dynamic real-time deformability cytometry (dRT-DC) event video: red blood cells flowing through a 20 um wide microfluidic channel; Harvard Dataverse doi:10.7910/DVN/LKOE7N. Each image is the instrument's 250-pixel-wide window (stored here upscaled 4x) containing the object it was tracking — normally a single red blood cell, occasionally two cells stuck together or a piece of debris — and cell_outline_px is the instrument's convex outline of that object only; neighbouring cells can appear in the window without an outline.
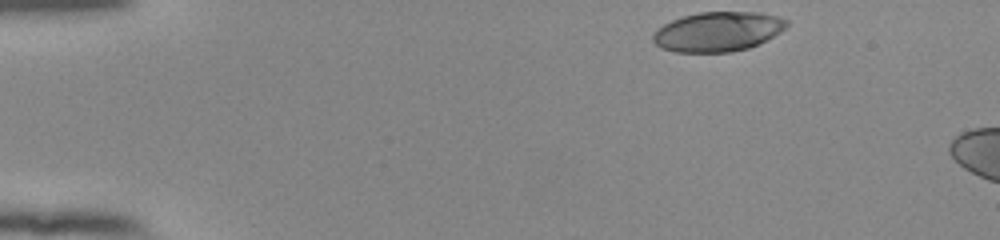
{"species": "human", "species_latin": "Homo sapiens", "temperature_condition": "room temperature", "stored_images_in_passage": 6, "camera_frame_rate_fps": 3000, "um_per_image_px": 0.085, "donor": {"sex": "female"}, "frame": {"image": 1, "passage_image": 1, "time_ms": 0.0, "image_size_px": [1000, 240], "cell_outline_px": [[788, 24], [780, 32], [748, 48], [732, 52], [676, 52], [660, 48], [652, 40], [652, 32], [656, 28], [672, 20], [684, 16], [700, 12], [760, 12], [776, 16], [788, 20]], "centroid_in_image_um": [60.96, 2.69], "position_along_channel_um": 24.0, "area_um2": 30.81}}